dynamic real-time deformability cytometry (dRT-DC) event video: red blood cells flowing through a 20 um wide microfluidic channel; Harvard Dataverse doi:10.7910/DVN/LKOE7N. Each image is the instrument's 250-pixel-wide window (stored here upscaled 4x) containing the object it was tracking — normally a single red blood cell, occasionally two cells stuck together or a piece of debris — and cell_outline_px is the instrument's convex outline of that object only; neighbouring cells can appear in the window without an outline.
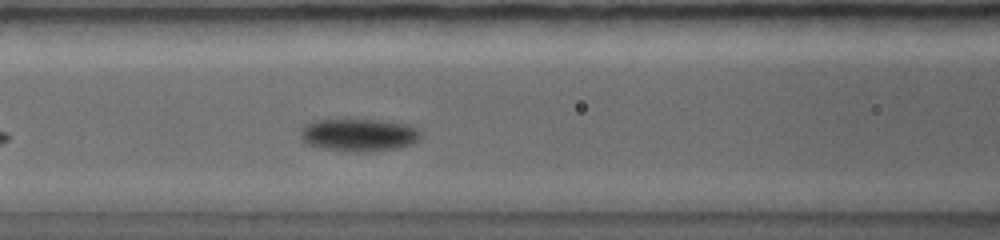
{"species": "common noctule bat (a hibernating species)", "species_latin": "Nyctalus noctula", "temperature_condition": "warm", "stored_images_in_passage": 44, "camera_frame_rate_fps": 5000, "um_per_image_px": 0.085, "animal": {"sex": "female", "body_mass_g": 19.0, "forearm_length_mm": 56.7}, "frame": {"image": 1, "passage_image": 12, "time_ms": 2.0, "image_size_px": [1000, 240], "cell_outline_px": [[420, 136], [412, 144], [400, 148], [372, 152], [356, 152], [324, 148], [308, 144], [300, 136], [300, 132], [312, 120], [344, 116], [348, 116], [384, 120], [408, 124], [416, 128], [420, 132]], "centroid_in_image_um": [30.5, 11.41], "position_along_channel_um": 136.1, "area_um2": 23.87}}
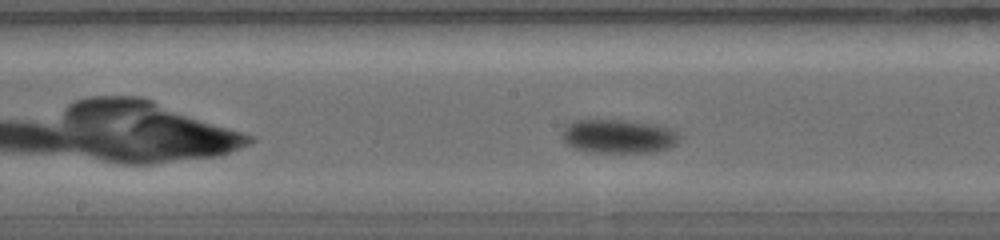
{"frame": {"image": 2, "passage_image": 19, "time_ms": 3.0, "image_size_px": [1000, 240], "cell_outline_px": [[676, 140], [668, 148], [652, 152], [588, 152], [576, 148], [568, 144], [564, 140], [564, 128], [572, 120], [628, 120], [656, 124], [668, 128], [676, 132]], "centroid_in_image_um": [52.53, 11.57], "position_along_channel_um": 195.7, "area_um2": 22.66}}